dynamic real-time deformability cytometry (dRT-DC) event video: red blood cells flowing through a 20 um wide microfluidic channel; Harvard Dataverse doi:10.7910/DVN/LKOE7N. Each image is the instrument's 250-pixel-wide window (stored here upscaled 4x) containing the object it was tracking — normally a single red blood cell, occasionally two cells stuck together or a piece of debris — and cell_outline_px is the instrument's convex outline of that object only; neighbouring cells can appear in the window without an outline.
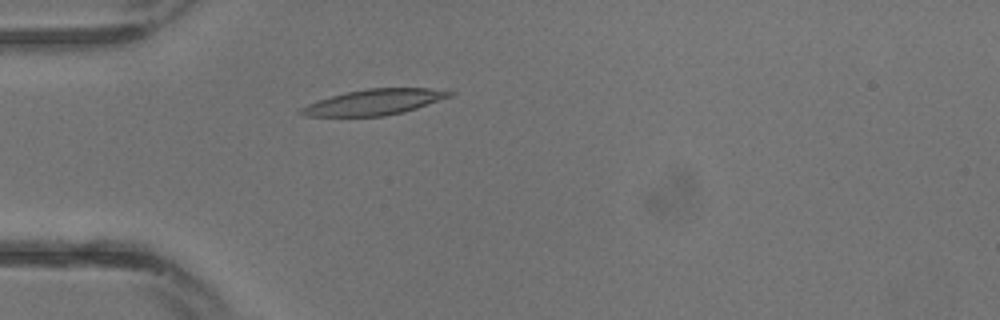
{"species": "common noctule bat (a hibernating species)", "species_latin": "Nyctalus noctula", "temperature_condition": "warm", "stored_images_in_passage": 16, "camera_frame_rate_fps": 3000, "um_per_image_px": 0.085, "animal": {"sex": "male", "body_mass_g": 13.3}, "frame": {"image": 1, "passage_image": 8, "time_ms": 2.333, "image_size_px": [1000, 320], "cell_outline_px": [[456, 92], [452, 96], [404, 112], [384, 116], [304, 116], [296, 112], [300, 108], [308, 104], [344, 92], [368, 88], [428, 88]], "centroid_in_image_um": [31.8, 8.68], "position_along_channel_um": 53.2, "area_um2": 22.14}}
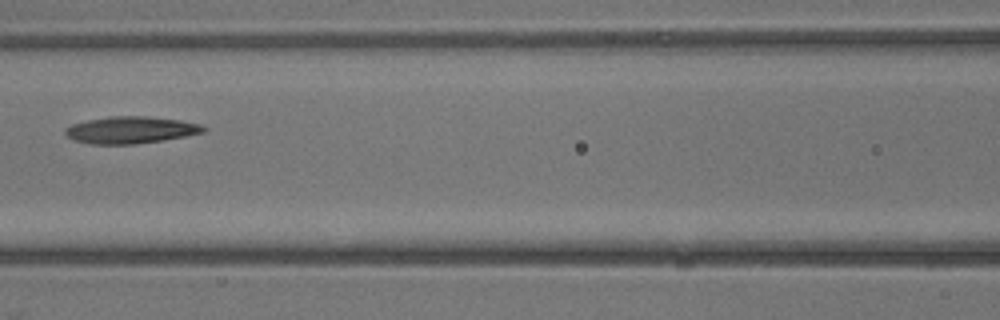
{"frame": {"image": 2, "passage_image": 13, "time_ms": 4.0, "image_size_px": [1000, 320], "cell_outline_px": [[208, 128], [204, 132], [164, 140], [136, 144], [88, 144], [72, 140], [64, 132], [64, 128], [72, 124], [88, 120], [112, 116], [148, 116], [180, 120], [200, 124]], "centroid_in_image_um": [11.1, 11.05], "position_along_channel_um": 155.5, "area_um2": 21.79}}
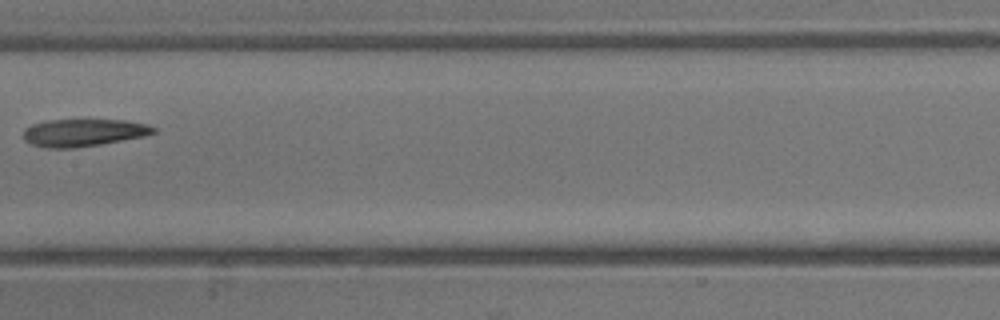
{"frame": {"image": 3, "passage_image": 15, "time_ms": 4.667, "image_size_px": [1000, 320], "cell_outline_px": [[156, 132], [144, 136], [100, 144], [76, 148], [44, 148], [32, 144], [24, 140], [24, 128], [32, 124], [44, 120], [124, 120], [144, 124], [156, 128]], "centroid_in_image_um": [7.04, 11.27], "position_along_channel_um": 200.4, "area_um2": 20.75}}